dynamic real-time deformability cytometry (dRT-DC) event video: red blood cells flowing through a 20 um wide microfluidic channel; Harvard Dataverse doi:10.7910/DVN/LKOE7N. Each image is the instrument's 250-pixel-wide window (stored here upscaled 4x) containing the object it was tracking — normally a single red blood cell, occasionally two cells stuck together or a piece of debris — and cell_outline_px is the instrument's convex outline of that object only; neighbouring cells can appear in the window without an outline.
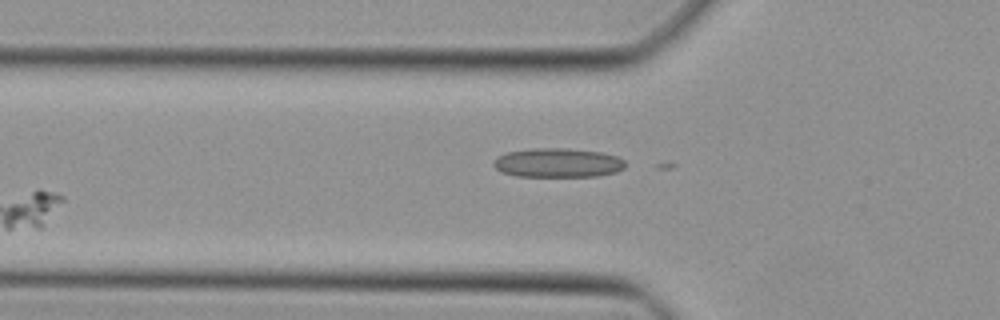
{"species": "Egyptian fruit bat (a non-hibernating species)", "species_latin": "Rousettus aegyptiacus", "temperature_condition": "cold", "stored_images_in_passage": 33, "camera_frame_rate_fps": 3000, "um_per_image_px": 0.085, "animal": {"sex": "female"}, "frame": {"image": 1, "passage_image": 3, "time_ms": 0.667, "image_size_px": [1000, 320], "cell_outline_px": [[624, 168], [616, 172], [600, 176], [516, 176], [500, 172], [492, 164], [492, 160], [496, 156], [508, 152], [532, 148], [568, 148], [600, 152], [616, 156], [624, 160]], "centroid_in_image_um": [47.37, 13.83], "position_along_channel_um": 78.4, "area_um2": 22.54}}
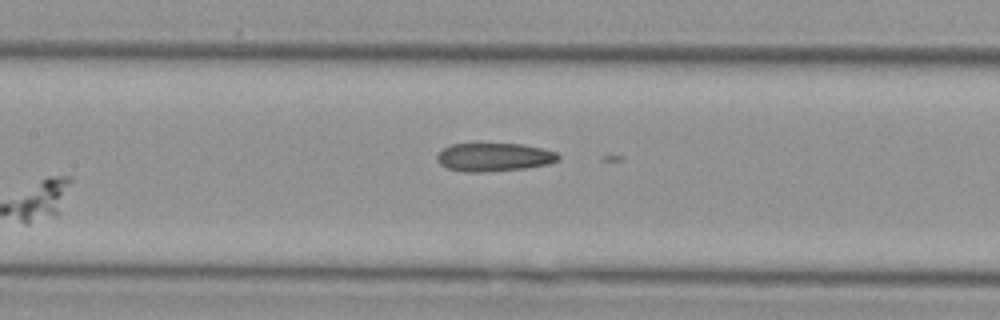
{"frame": {"image": 2, "passage_image": 9, "time_ms": 2.667, "image_size_px": [1000, 320], "cell_outline_px": [[560, 160], [548, 164], [524, 168], [484, 172], [464, 172], [448, 168], [440, 164], [436, 156], [444, 148], [452, 144], [520, 144], [540, 148], [556, 152], [560, 156]], "centroid_in_image_um": [42.0, 13.36], "position_along_channel_um": 165.4, "area_um2": 19.83}}
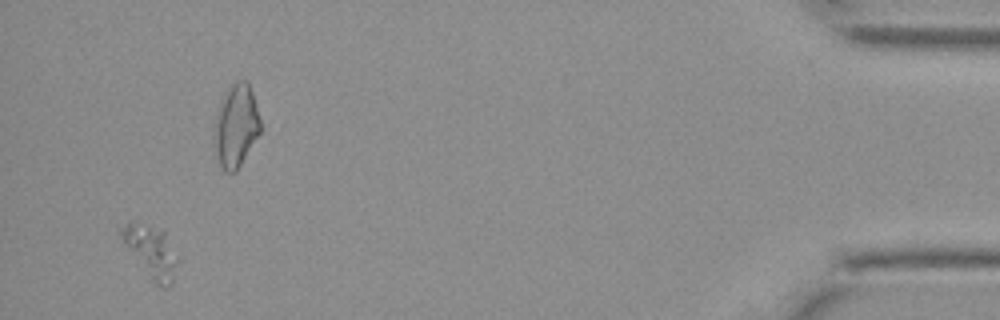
{"frame": {"image": 3, "passage_image": 31, "time_ms": 10.0, "image_size_px": [1000, 320], "cell_outline_px": [[180, 256], [172, 284], [168, 288], [160, 288], [152, 280], [120, 240], [120, 228], [128, 220], [164, 232]], "centroid_in_image_um": [12.87, 21.42], "position_along_channel_um": 422.3, "area_um2": 17.11}}